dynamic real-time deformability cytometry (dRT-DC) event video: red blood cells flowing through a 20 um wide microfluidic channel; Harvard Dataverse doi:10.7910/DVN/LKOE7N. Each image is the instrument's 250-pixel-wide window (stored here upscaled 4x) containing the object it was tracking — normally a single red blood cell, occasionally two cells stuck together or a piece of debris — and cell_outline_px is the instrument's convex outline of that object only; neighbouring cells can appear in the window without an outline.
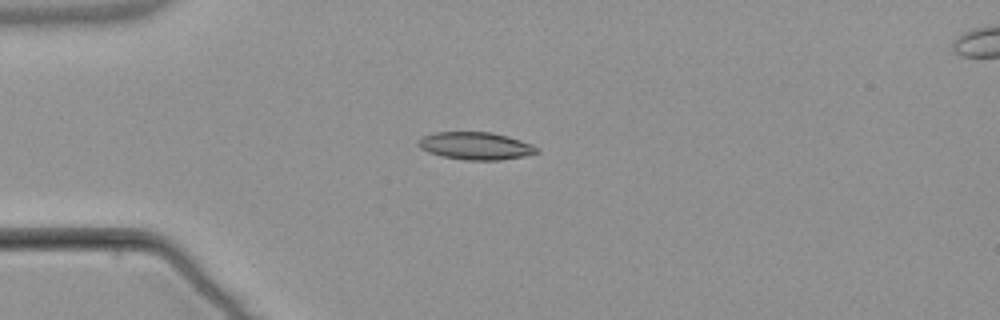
{"species": "common noctule bat (a hibernating species)", "species_latin": "Nyctalus noctula", "temperature_condition": "warm", "stored_images_in_passage": 5, "camera_frame_rate_fps": 3000, "um_per_image_px": 0.085, "animal": {"sex": "male", "body_mass_g": 21.5, "forearm_length_mm": 52.0}, "frame": {"image": 1, "passage_image": 3, "time_ms": 2.333, "image_size_px": [1000, 320], "cell_outline_px": [[540, 152], [524, 156], [500, 160], [464, 160], [444, 156], [428, 152], [420, 148], [416, 144], [416, 140], [420, 136], [436, 132], [492, 132], [508, 136], [532, 144], [540, 148]], "centroid_in_image_um": [40.41, 12.39], "position_along_channel_um": 44.6, "area_um2": 19.25}}
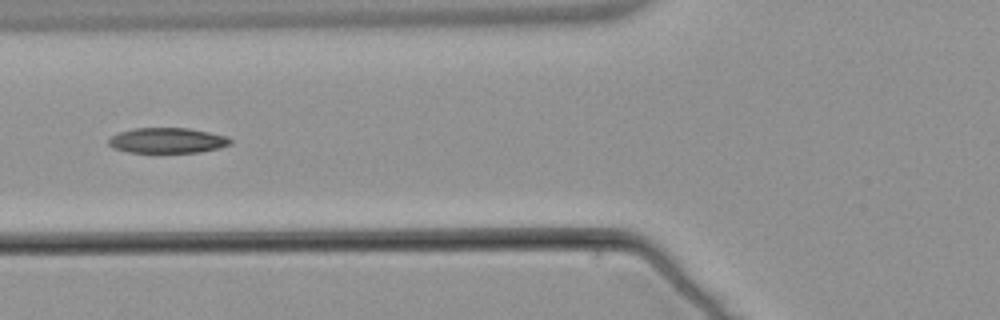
{"frame": {"image": 2, "passage_image": 5, "time_ms": 4.667, "image_size_px": [1000, 320], "cell_outline_px": [[232, 144], [220, 148], [200, 152], [156, 156], [128, 152], [112, 148], [108, 144], [108, 140], [112, 136], [120, 132], [136, 128], [188, 128], [228, 136], [232, 140]], "centroid_in_image_um": [14.22, 12.0], "position_along_channel_um": 111.6, "area_um2": 19.02}}